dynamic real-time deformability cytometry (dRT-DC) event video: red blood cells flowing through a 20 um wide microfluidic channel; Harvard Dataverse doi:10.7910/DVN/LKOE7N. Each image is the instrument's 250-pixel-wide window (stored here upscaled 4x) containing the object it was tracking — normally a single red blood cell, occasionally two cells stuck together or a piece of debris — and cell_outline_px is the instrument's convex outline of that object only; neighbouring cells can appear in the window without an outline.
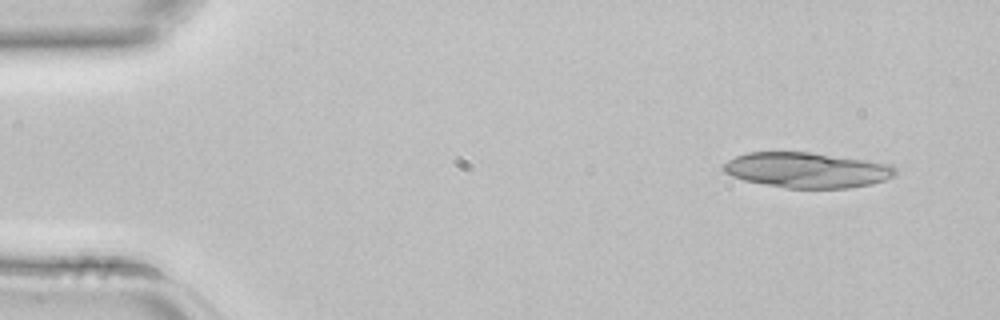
{"species": "common noctule bat (a hibernating species)", "species_latin": "Nyctalus noctula", "temperature_condition": "room temperature", "stored_images_in_passage": 4, "camera_frame_rate_fps": 3000, "um_per_image_px": 0.085, "animal": {"sex": "female", "body_mass_g": 22.7, "forearm_length_mm": 54.2}, "frame": {"image": 1, "passage_image": 1, "time_ms": 0.0, "image_size_px": [1000, 320], "cell_outline_px": [[896, 172], [892, 176], [884, 180], [872, 184], [848, 188], [784, 188], [744, 180], [732, 176], [724, 172], [720, 168], [728, 160], [736, 156], [748, 152], [812, 152], [868, 160], [892, 164], [896, 168]], "centroid_in_image_um": [68.59, 14.45], "position_along_channel_um": 16.4, "area_um2": 35.6}}